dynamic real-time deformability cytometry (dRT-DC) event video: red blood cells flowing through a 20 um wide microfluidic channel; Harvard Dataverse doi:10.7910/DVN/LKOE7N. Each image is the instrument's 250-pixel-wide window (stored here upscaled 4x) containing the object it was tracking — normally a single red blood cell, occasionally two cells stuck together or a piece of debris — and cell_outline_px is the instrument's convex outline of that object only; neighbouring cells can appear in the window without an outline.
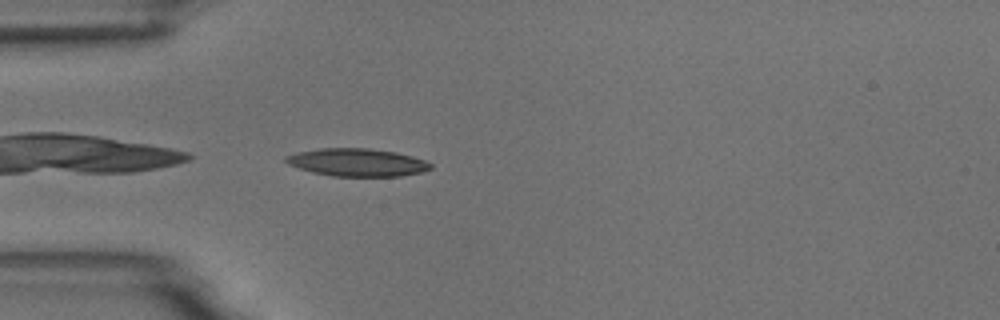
{"species": "common noctule bat (a hibernating species)", "species_latin": "Nyctalus noctula", "temperature_condition": "room temperature", "stored_images_in_passage": 5, "camera_frame_rate_fps": 3000, "um_per_image_px": 0.085, "animal": {"sex": "male", "body_mass_g": 18.8}, "frame": {"image": 1, "passage_image": 5, "time_ms": 4.667, "image_size_px": [1000, 320], "cell_outline_px": [[432, 168], [420, 172], [400, 176], [332, 176], [312, 172], [288, 164], [284, 160], [284, 156], [296, 152], [320, 148], [368, 148], [396, 152], [412, 156], [424, 160], [432, 164]], "centroid_in_image_um": [30.33, 13.8], "position_along_channel_um": 54.7, "area_um2": 23.41}}